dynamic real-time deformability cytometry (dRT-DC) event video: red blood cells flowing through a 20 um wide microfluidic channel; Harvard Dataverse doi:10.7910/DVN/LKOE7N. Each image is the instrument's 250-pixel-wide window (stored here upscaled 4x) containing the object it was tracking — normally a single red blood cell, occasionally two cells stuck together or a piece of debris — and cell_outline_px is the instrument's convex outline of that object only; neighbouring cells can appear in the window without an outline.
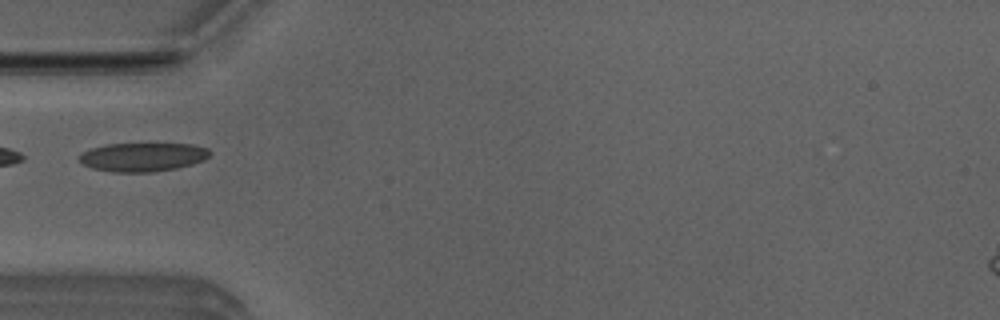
{"species": "Egyptian fruit bat (a non-hibernating species)", "species_latin": "Rousettus aegyptiacus", "temperature_condition": "room temperature", "stored_images_in_passage": 1, "camera_frame_rate_fps": 3000, "um_per_image_px": 0.085, "animal": {"sex": "male"}, "frame": {"image": 1, "passage_image": 1, "time_ms": 0.0, "image_size_px": [1000, 320], "cell_outline_px": [[212, 152], [204, 160], [192, 164], [176, 168], [152, 172], [112, 172], [92, 168], [84, 164], [76, 156], [80, 152], [92, 148], [108, 144], [192, 144], [208, 148]], "centroid_in_image_um": [12.12, 13.34], "position_along_channel_um": 72.9, "area_um2": 21.91}}